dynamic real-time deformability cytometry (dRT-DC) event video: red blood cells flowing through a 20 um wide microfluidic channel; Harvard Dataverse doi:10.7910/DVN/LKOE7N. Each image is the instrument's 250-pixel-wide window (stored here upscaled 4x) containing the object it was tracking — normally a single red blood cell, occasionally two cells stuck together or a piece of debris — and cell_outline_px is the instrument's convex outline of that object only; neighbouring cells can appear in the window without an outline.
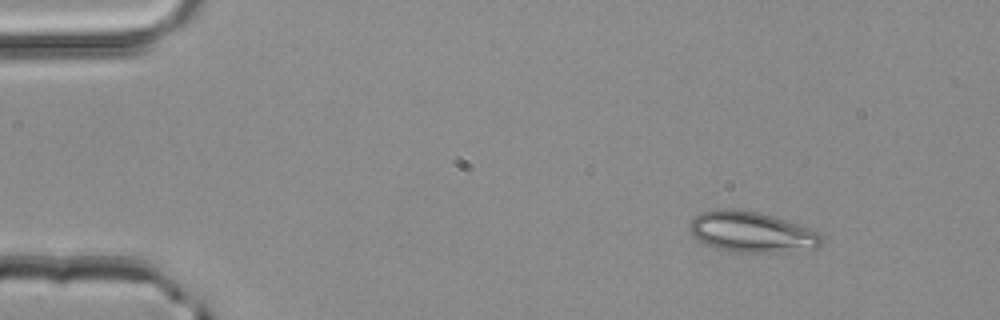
{"species": "common noctule bat (a hibernating species)", "species_latin": "Nyctalus noctula", "temperature_condition": "room temperature", "stored_images_in_passage": 4, "camera_frame_rate_fps": 3000, "um_per_image_px": 0.085, "animal": {"sex": "male", "body_mass_g": 20.4}, "frame": {"image": 1, "passage_image": 1, "time_ms": 0.0, "image_size_px": [1000, 320], "cell_outline_px": [[824, 236], [820, 244], [816, 248], [788, 252], [728, 252], [704, 244], [688, 228], [688, 224], [700, 212], [716, 208], [736, 208], [760, 212], [812, 228], [820, 232]], "centroid_in_image_um": [63.91, 19.71], "position_along_channel_um": 21.1, "area_um2": 31.79}}
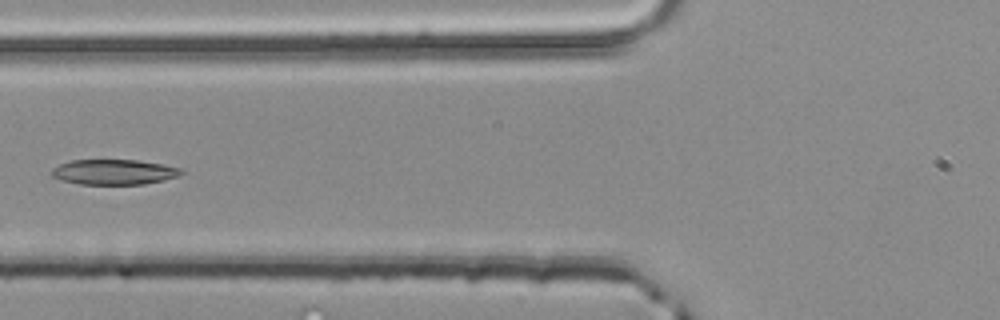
{"frame": {"image": 2, "passage_image": 4, "time_ms": 1.0, "image_size_px": [1000, 320], "cell_outline_px": [[184, 172], [180, 176], [164, 180], [144, 184], [80, 184], [64, 180], [52, 176], [52, 168], [60, 164], [72, 160], [136, 160], [164, 164], [180, 168]], "centroid_in_image_um": [9.74, 14.62], "position_along_channel_um": 116.1, "area_um2": 18.96}}